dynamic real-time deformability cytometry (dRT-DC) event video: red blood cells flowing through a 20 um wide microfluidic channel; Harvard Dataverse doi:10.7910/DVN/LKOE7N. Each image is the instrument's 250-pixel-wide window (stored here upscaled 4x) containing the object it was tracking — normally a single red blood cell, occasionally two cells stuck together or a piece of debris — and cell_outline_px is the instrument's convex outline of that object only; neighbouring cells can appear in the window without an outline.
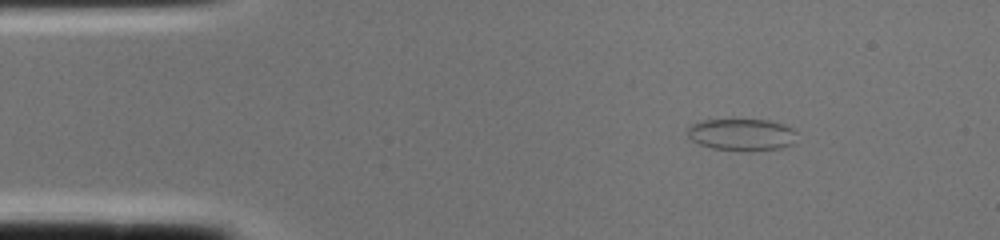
{"species": "common noctule bat (a hibernating species)", "species_latin": "Nyctalus noctula", "temperature_condition": "cold", "stored_images_in_passage": 1, "camera_frame_rate_fps": 3000, "um_per_image_px": 0.085, "animal": {"sex": "female", "body_mass_g": 22.0, "forearm_length_mm": 56.7}, "frame": {"image": 1, "passage_image": 1, "time_ms": 0.0, "image_size_px": [1000, 240], "cell_outline_px": [[796, 132], [792, 144], [780, 148], [752, 152], [740, 152], [712, 148], [700, 144], [692, 140], [688, 136], [688, 128], [692, 124], [704, 120], [768, 120], [784, 124], [792, 128]], "centroid_in_image_um": [63.06, 11.47], "position_along_channel_um": 21.9, "area_um2": 20.52}}